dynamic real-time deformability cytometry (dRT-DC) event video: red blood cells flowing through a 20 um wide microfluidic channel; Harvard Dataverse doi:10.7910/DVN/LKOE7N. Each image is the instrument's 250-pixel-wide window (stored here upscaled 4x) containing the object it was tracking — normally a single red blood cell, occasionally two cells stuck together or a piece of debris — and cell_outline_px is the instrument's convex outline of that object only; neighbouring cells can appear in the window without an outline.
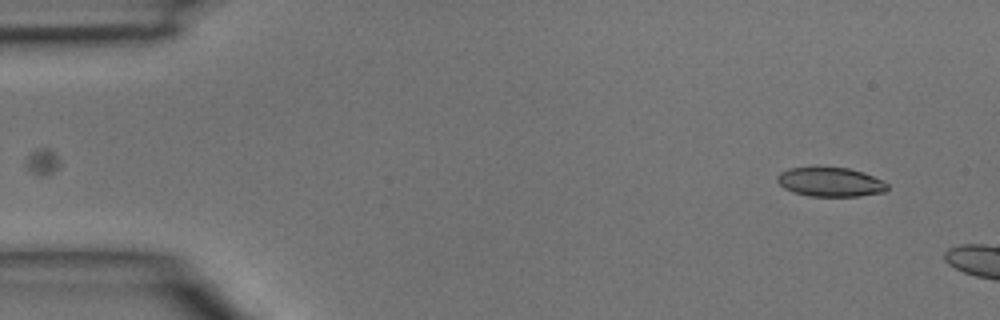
{"species": "common noctule bat (a hibernating species)", "species_latin": "Nyctalus noctula", "temperature_condition": "room temperature", "stored_images_in_passage": 2, "camera_frame_rate_fps": 3000, "um_per_image_px": 0.085, "animal": {"sex": "male", "body_mass_g": 15.6}, "frame": {"image": 1, "passage_image": 1, "time_ms": 0.0, "image_size_px": [1000, 320], "cell_outline_px": [[888, 188], [884, 192], [860, 196], [808, 196], [792, 192], [784, 188], [776, 180], [776, 176], [780, 172], [788, 168], [848, 168], [864, 172], [884, 180], [888, 184]], "centroid_in_image_um": [70.59, 15.48], "position_along_channel_um": 14.4, "area_um2": 18.79}}